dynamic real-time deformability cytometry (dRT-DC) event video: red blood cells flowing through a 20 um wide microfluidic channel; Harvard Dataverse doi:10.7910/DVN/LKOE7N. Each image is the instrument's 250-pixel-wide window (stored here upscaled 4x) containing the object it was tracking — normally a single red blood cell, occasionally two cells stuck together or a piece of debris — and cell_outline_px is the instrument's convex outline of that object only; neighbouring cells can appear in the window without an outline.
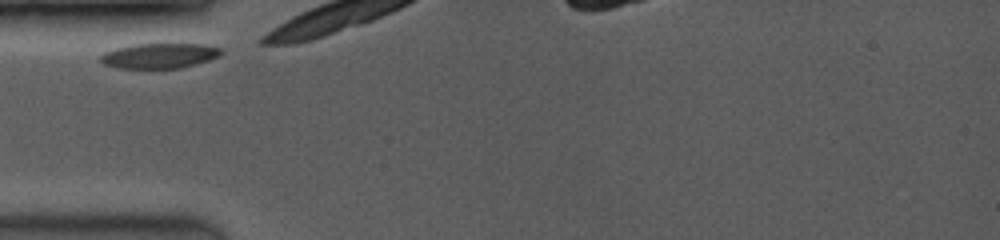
{"species": "common noctule bat (a hibernating species)", "species_latin": "Nyctalus noctula", "temperature_condition": "room temperature", "stored_images_in_passage": 17, "camera_frame_rate_fps": 3500, "um_per_image_px": 0.085, "animal": {"sex": "female", "body_mass_g": 19.0, "forearm_length_mm": 53.3}, "frame": {"image": 1, "passage_image": 1, "time_ms": 0.0, "image_size_px": [1000, 240], "cell_outline_px": [[224, 52], [208, 60], [196, 64], [180, 68], [116, 68], [104, 64], [100, 60], [100, 56], [104, 52], [116, 48], [132, 44], [204, 44], [220, 48]], "centroid_in_image_um": [13.52, 4.73], "position_along_channel_um": 71.5, "area_um2": 17.57}}